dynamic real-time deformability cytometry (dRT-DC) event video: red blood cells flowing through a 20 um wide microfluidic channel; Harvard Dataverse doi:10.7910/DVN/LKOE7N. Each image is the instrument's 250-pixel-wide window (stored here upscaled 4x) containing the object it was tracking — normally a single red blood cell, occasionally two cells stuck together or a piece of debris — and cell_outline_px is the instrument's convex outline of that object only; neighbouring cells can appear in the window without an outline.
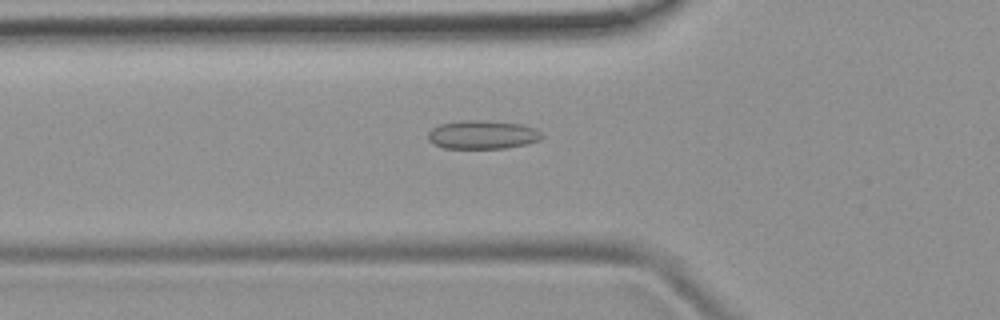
{"species": "common noctule bat (a hibernating species)", "species_latin": "Nyctalus noctula", "temperature_condition": "room temperature", "stored_images_in_passage": 51, "camera_frame_rate_fps": 3000, "um_per_image_px": 0.085, "animal": {"sex": "female", "body_mass_g": 19.9}, "frame": {"image": 1, "passage_image": 18, "time_ms": 5.667, "image_size_px": [1000, 320], "cell_outline_px": [[544, 136], [540, 140], [528, 144], [504, 148], [444, 148], [432, 144], [428, 140], [428, 132], [432, 128], [440, 124], [460, 120], [484, 120], [520, 124], [536, 128]], "centroid_in_image_um": [41.0, 11.45], "position_along_channel_um": 84.8, "area_um2": 19.13}}
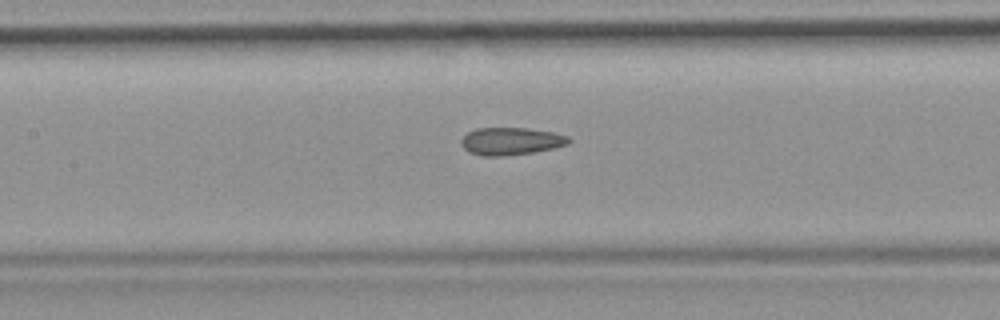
{"frame": {"image": 2, "passage_image": 24, "time_ms": 7.667, "image_size_px": [1000, 320], "cell_outline_px": [[572, 140], [568, 144], [536, 152], [500, 156], [484, 156], [468, 152], [460, 144], [460, 140], [468, 132], [476, 128], [528, 128], [552, 132], [568, 136]], "centroid_in_image_um": [43.42, 12.0], "position_along_channel_um": 164.0, "area_um2": 17.28}}
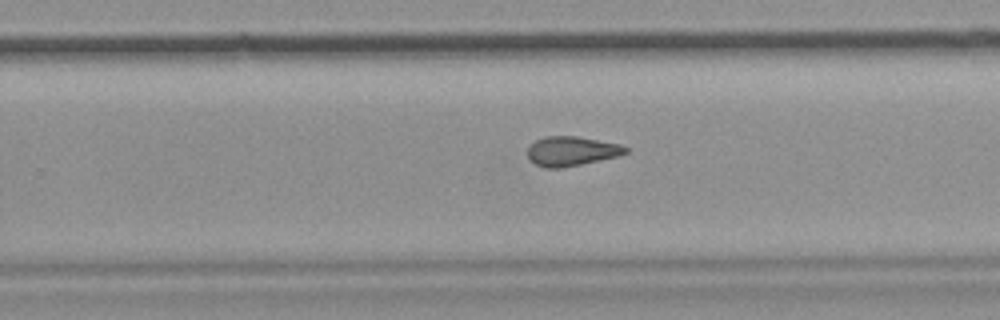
{"frame": {"image": 3, "passage_image": 33, "time_ms": 10.667, "image_size_px": [1000, 320], "cell_outline_px": [[628, 152], [616, 156], [580, 164], [560, 168], [544, 168], [528, 160], [528, 148], [536, 140], [544, 136], [576, 136], [620, 144], [628, 148]], "centroid_in_image_um": [48.54, 12.84], "position_along_channel_um": 281.3, "area_um2": 16.65}, "authors_computed_cell_mechanics": {"area_um2": 17.5134, "velocity_mm_per_s": 3.931, "shape_relaxation_time_tau1_ms": null, "shape_relaxation_time_tau2_ms": 3.0913, "deformation_change_tau1": null, "deformation_change_tau2": 0.1068}}